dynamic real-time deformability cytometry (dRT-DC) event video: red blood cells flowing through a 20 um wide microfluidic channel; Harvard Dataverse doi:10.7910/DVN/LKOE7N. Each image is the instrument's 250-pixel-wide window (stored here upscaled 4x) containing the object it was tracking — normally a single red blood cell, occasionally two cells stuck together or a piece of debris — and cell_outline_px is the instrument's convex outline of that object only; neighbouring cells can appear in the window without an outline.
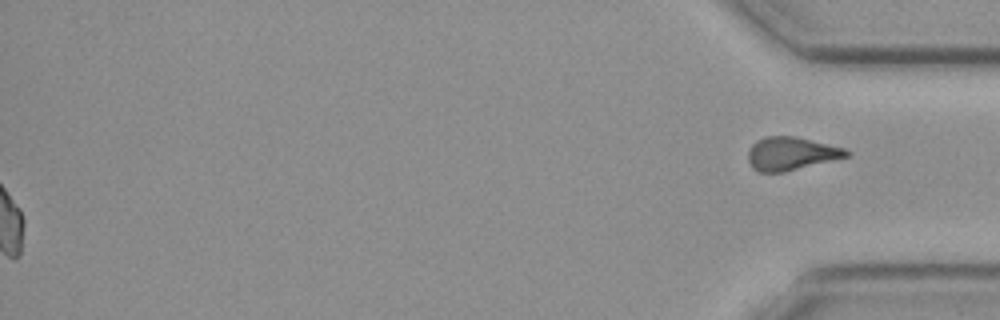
{"species": "common noctule bat (a hibernating species)", "species_latin": "Nyctalus noctula", "temperature_condition": "cold", "stored_images_in_passage": 38, "segment_of_instrument_passage": [2, 2], "camera_frame_rate_fps": 3000, "um_per_image_px": 0.085, "animal": {"sex": "female", "body_mass_g": 19.3, "forearm_length_mm": 54.1}, "frame": {"image": 1, "passage_image": 38, "time_ms": 12.333, "image_size_px": [1000, 320], "cell_outline_px": [[852, 152], [848, 156], [784, 172], [760, 172], [752, 168], [748, 160], [748, 152], [752, 144], [756, 140], [764, 136], [796, 136], [844, 148]], "centroid_in_image_um": [67.22, 13.05], "position_along_channel_um": 368.0, "area_um2": 18.96}}